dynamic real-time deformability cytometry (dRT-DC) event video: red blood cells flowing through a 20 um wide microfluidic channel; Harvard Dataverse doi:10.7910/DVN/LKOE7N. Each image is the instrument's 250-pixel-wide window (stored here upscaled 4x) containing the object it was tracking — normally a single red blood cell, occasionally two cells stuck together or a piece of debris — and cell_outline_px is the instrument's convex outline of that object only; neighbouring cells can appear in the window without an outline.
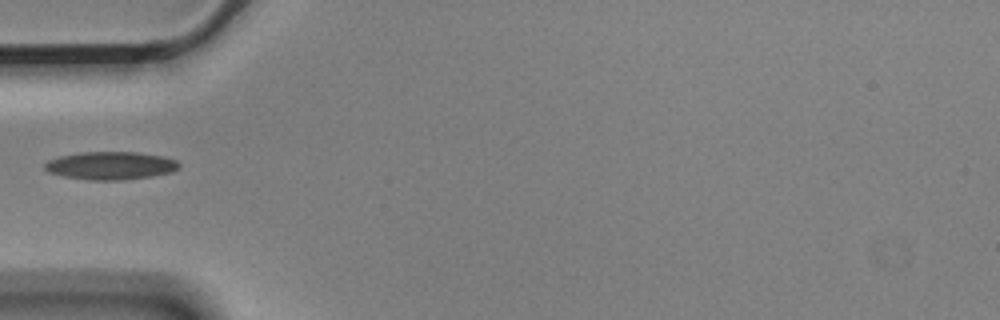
{"species": "Egyptian fruit bat (a non-hibernating species)", "species_latin": "Rousettus aegyptiacus", "temperature_condition": "cold", "stored_images_in_passage": 4, "camera_frame_rate_fps": 3000, "um_per_image_px": 0.085, "animal": {"sex": "male"}, "frame": {"image": 1, "passage_image": 4, "time_ms": 1.0, "image_size_px": [1000, 320], "cell_outline_px": [[180, 168], [172, 172], [152, 176], [124, 180], [88, 180], [64, 176], [48, 172], [44, 168], [44, 164], [48, 160], [60, 156], [80, 152], [136, 152], [164, 156], [176, 160], [180, 164]], "centroid_in_image_um": [9.42, 14.08], "position_along_channel_um": 75.6, "area_um2": 22.02}}